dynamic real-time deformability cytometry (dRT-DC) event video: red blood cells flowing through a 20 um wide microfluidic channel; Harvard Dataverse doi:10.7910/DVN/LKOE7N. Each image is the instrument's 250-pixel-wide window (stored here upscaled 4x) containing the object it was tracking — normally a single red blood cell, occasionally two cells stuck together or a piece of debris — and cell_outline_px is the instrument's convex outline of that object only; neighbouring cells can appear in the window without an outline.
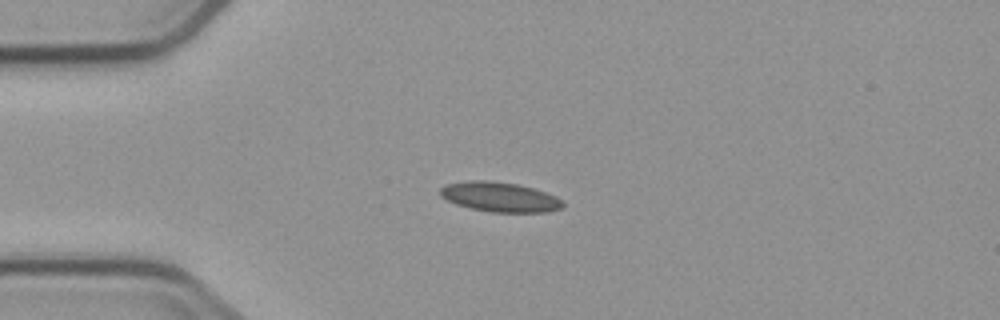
{"species": "common noctule bat (a hibernating species)", "species_latin": "Nyctalus noctula", "temperature_condition": "cold", "stored_images_in_passage": 4, "camera_frame_rate_fps": 3000, "um_per_image_px": 0.085, "animal": {"sex": "male", "body_mass_g": 23.1, "forearm_length_mm": 52.7}, "frame": {"image": 1, "passage_image": 3, "time_ms": 2.0, "image_size_px": [1000, 320], "cell_outline_px": [[564, 208], [548, 212], [492, 212], [472, 208], [456, 204], [440, 196], [440, 188], [448, 184], [468, 180], [488, 180], [516, 184], [532, 188], [556, 196], [564, 200]], "centroid_in_image_um": [42.52, 16.74], "position_along_channel_um": 42.5, "area_um2": 21.21}}